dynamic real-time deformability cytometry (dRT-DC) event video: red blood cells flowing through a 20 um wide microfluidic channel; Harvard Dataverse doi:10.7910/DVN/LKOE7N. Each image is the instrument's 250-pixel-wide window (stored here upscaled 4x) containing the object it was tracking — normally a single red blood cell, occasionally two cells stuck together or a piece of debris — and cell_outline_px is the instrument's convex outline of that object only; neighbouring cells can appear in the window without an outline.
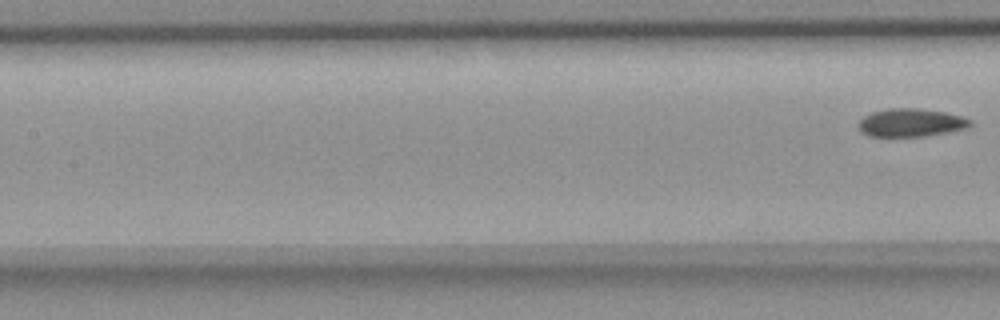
{"species": "common noctule bat (a hibernating species)", "species_latin": "Nyctalus noctula", "temperature_condition": "room temperature", "stored_images_in_passage": 6, "camera_frame_rate_fps": 3000, "um_per_image_px": 0.085, "animal": {"sex": "female", "body_mass_g": 18.4}, "frame": {"image": 1, "passage_image": 6, "time_ms": 7.333, "image_size_px": [1000, 320], "cell_outline_px": [[972, 124], [964, 128], [948, 132], [924, 136], [868, 136], [860, 132], [860, 120], [864, 116], [872, 112], [888, 108], [916, 108], [944, 112], [964, 116], [972, 120]], "centroid_in_image_um": [77.44, 10.42], "position_along_channel_um": 130.0, "area_um2": 18.21}}